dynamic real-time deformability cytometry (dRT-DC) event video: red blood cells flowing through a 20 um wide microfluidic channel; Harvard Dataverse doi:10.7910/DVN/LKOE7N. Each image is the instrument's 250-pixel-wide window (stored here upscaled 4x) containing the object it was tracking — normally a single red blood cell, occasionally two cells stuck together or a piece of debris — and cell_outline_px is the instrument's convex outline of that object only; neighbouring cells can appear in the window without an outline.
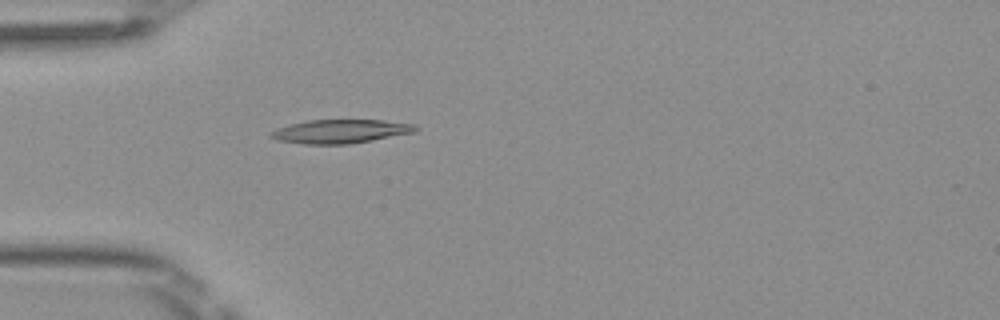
{"species": "Egyptian fruit bat (a non-hibernating species)", "species_latin": "Rousettus aegyptiacus", "temperature_condition": "room temperature", "stored_images_in_passage": 50, "camera_frame_rate_fps": 3000, "um_per_image_px": 0.085, "frame": {"image": 1, "passage_image": 15, "time_ms": 4.667, "image_size_px": [1000, 320], "cell_outline_px": [[420, 128], [416, 132], [372, 140], [348, 144], [304, 144], [276, 140], [268, 136], [276, 128], [308, 120], [384, 120], [416, 124]], "centroid_in_image_um": [28.98, 11.16], "position_along_channel_um": 56.0, "area_um2": 20.06}}
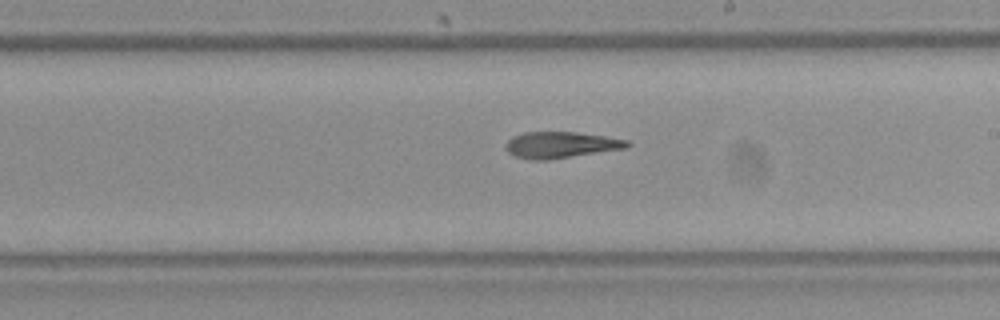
{"frame": {"image": 2, "passage_image": 29, "time_ms": 9.333, "image_size_px": [1000, 320], "cell_outline_px": [[632, 144], [628, 148], [548, 160], [532, 160], [516, 156], [508, 152], [504, 144], [512, 136], [524, 132], [576, 132], [604, 136], [628, 140]], "centroid_in_image_um": [47.68, 12.31], "position_along_channel_um": 241.3, "area_um2": 18.73}}
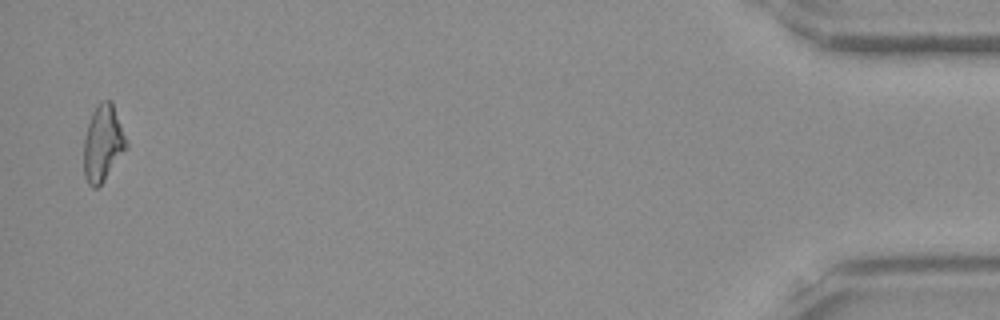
{"frame": {"image": 3, "passage_image": 49, "time_ms": 16.0, "image_size_px": [1000, 320], "cell_outline_px": [[128, 148], [104, 180], [96, 188], [92, 188], [88, 184], [84, 176], [84, 140], [88, 124], [92, 112], [96, 104], [104, 100], [112, 100], [128, 144]], "centroid_in_image_um": [8.75, 12.17], "position_along_channel_um": 426.4, "area_um2": 18.96}, "authors_computed_cell_mechanics": {"area_um2": 19.1896, "velocity_mm_per_s": 4.1002, "shape_relaxation_time_tau1_ms": null, "shape_relaxation_time_tau2_ms": 4.3152, "deformation_change_tau1": null, "deformation_change_tau2": 0.1427}}